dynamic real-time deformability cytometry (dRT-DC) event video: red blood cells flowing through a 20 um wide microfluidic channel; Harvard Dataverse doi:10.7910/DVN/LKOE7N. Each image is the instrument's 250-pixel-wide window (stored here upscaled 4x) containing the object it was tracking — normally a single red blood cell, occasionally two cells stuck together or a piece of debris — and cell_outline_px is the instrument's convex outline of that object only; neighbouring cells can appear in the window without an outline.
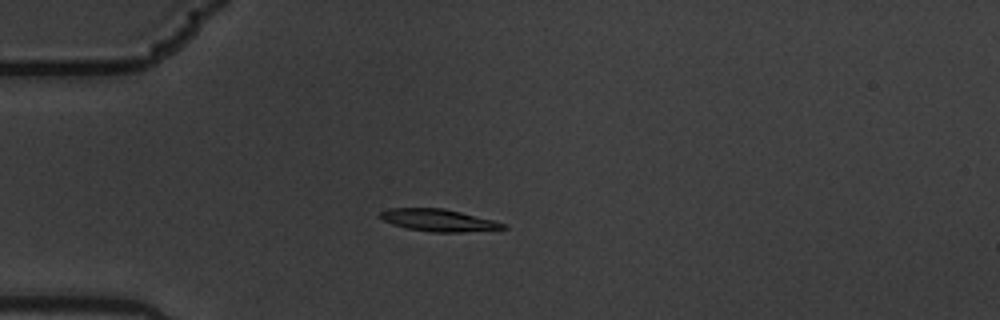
{"species": "common noctule bat (a hibernating species)", "species_latin": "Nyctalus noctula", "temperature_condition": "warm", "stored_images_in_passage": 13, "camera_frame_rate_fps": 3000, "um_per_image_px": 0.085, "animal": {"sex": "male", "body_mass_g": 19.5, "forearm_length_mm": 54.6}, "frame": {"image": 1, "passage_image": 4, "time_ms": 1.0, "image_size_px": [1000, 320], "cell_outline_px": [[508, 228], [464, 232], [432, 232], [408, 228], [392, 224], [384, 220], [380, 216], [380, 212], [388, 208], [444, 208], [496, 220], [504, 224]], "centroid_in_image_um": [37.3, 18.71], "position_along_channel_um": 47.7, "area_um2": 15.84}}
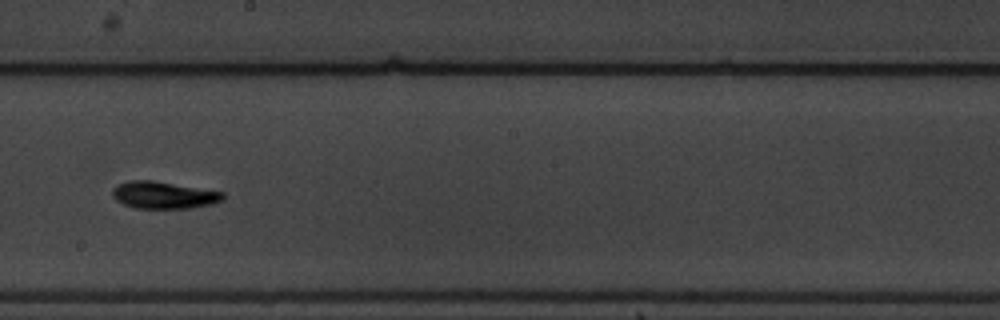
{"frame": {"image": 2, "passage_image": 9, "time_ms": 2.667, "image_size_px": [1000, 320], "cell_outline_px": [[224, 200], [212, 204], [188, 208], [136, 208], [124, 204], [116, 200], [112, 196], [112, 188], [128, 180], [152, 180], [224, 192]], "centroid_in_image_um": [13.91, 16.58], "position_along_channel_um": 234.3, "area_um2": 17.4}}
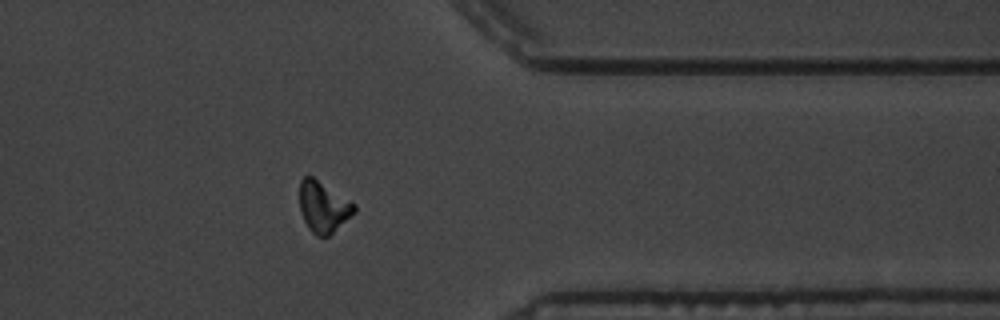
{"frame": {"image": 3, "passage_image": 13, "time_ms": 4.0, "image_size_px": [1000, 320], "cell_outline_px": [[356, 212], [328, 236], [316, 236], [308, 228], [300, 212], [300, 180], [304, 176], [312, 176], [356, 204]], "centroid_in_image_um": [27.48, 17.58], "position_along_channel_um": 383.9, "area_um2": 16.18}}